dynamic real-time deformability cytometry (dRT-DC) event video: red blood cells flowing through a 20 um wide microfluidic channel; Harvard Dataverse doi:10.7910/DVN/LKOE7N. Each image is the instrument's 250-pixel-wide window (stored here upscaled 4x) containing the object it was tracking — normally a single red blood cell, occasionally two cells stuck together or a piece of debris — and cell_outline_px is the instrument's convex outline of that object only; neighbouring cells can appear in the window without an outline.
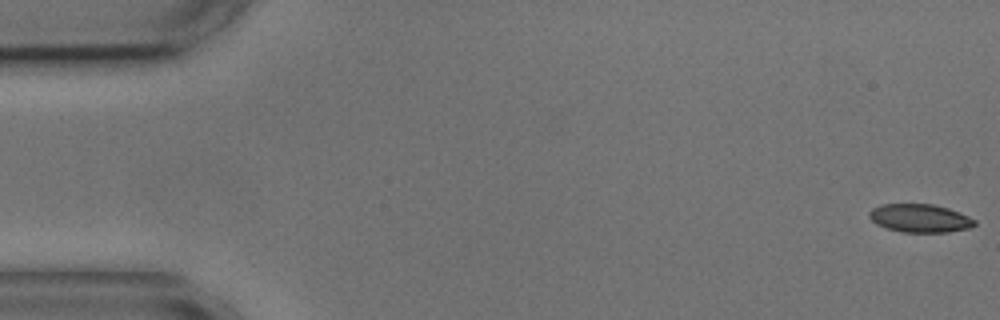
{"species": "common noctule bat (a hibernating species)", "species_latin": "Nyctalus noctula", "temperature_condition": "cold", "stored_images_in_passage": 5, "camera_frame_rate_fps": 3000, "um_per_image_px": 0.085, "animal": {"sex": "male", "body_mass_g": 17.9, "forearm_length_mm": 54.2}, "frame": {"image": 1, "passage_image": 1, "time_ms": 0.0, "image_size_px": [1000, 320], "cell_outline_px": [[976, 224], [968, 228], [948, 232], [904, 232], [888, 228], [876, 224], [868, 216], [868, 212], [872, 208], [880, 204], [932, 204], [948, 208], [960, 212], [976, 220]], "centroid_in_image_um": [78.18, 18.54], "position_along_channel_um": 6.8, "area_um2": 17.34}}
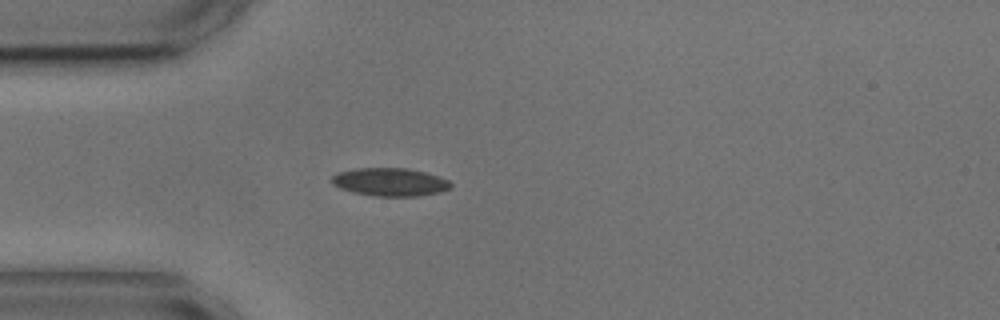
{"frame": {"image": 2, "passage_image": 5, "time_ms": 4.667, "image_size_px": [1000, 320], "cell_outline_px": [[452, 188], [440, 192], [416, 196], [376, 196], [352, 192], [340, 188], [332, 184], [328, 180], [332, 176], [340, 172], [356, 168], [408, 168], [424, 172], [448, 180], [452, 184]], "centroid_in_image_um": [33.13, 15.47], "position_along_channel_um": 51.9, "area_um2": 19.48}}